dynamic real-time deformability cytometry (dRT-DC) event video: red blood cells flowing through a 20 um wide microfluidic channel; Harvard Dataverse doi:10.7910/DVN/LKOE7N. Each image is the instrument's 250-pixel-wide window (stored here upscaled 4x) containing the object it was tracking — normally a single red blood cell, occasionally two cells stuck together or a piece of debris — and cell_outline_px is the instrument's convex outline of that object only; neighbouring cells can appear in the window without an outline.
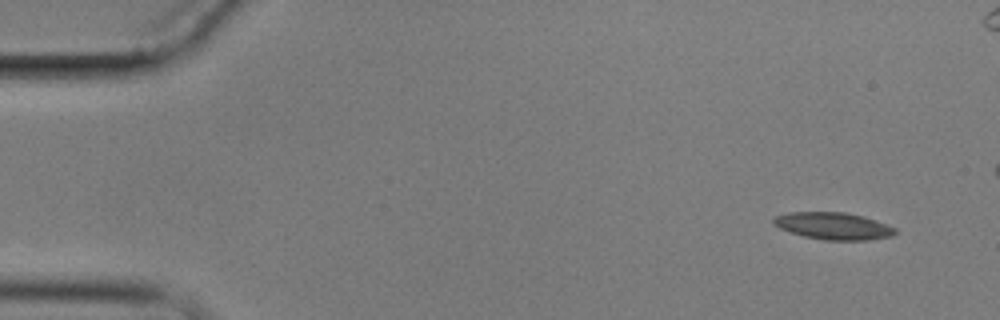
{"species": "common noctule bat (a hibernating species)", "species_latin": "Nyctalus noctula", "temperature_condition": "cold", "stored_images_in_passage": 8, "camera_frame_rate_fps": 3000, "um_per_image_px": 0.085, "animal": {"sex": "male", "body_mass_g": 17.9}, "frame": {"image": 1, "passage_image": 1, "time_ms": 0.0, "image_size_px": [1000, 320], "cell_outline_px": [[896, 232], [892, 236], [868, 240], [824, 240], [804, 236], [780, 228], [772, 224], [772, 220], [776, 216], [788, 212], [844, 212], [864, 216], [896, 228]], "centroid_in_image_um": [70.83, 19.2], "position_along_channel_um": 14.2, "area_um2": 19.13}}
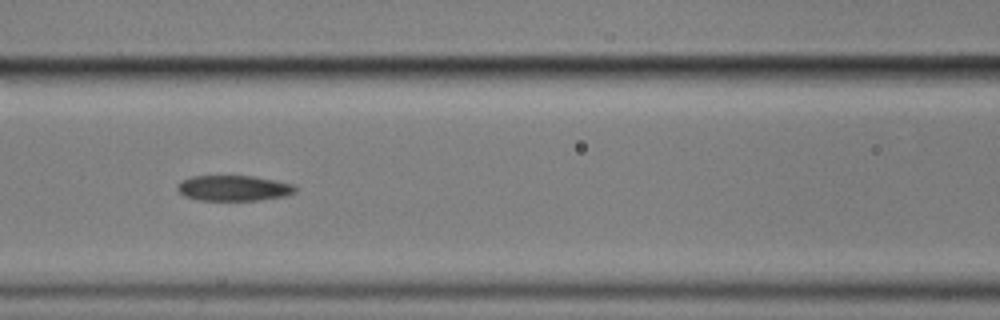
{"frame": {"image": 2, "passage_image": 7, "time_ms": 7.0, "image_size_px": [1000, 320], "cell_outline_px": [[296, 192], [288, 196], [260, 200], [200, 200], [184, 196], [176, 188], [176, 184], [180, 180], [192, 176], [252, 176], [292, 184], [296, 188]], "centroid_in_image_um": [19.83, 15.99], "position_along_channel_um": 146.8, "area_um2": 17.57}}
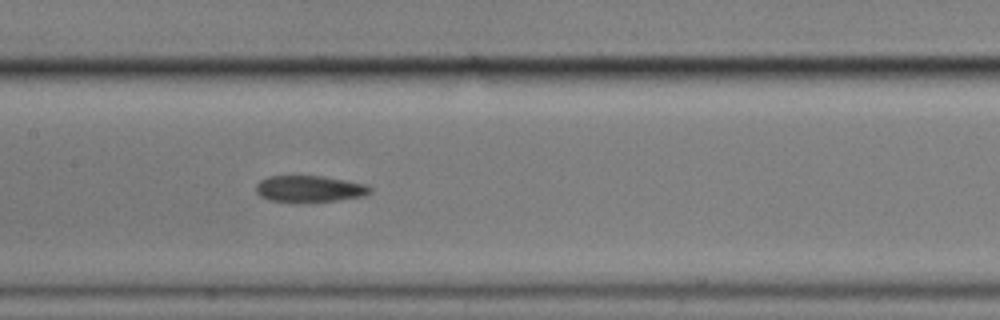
{"frame": {"image": 3, "passage_image": 8, "time_ms": 8.0, "image_size_px": [1000, 320], "cell_outline_px": [[372, 192], [364, 196], [336, 200], [268, 200], [260, 196], [256, 192], [256, 184], [260, 180], [268, 176], [324, 176], [368, 184], [372, 188]], "centroid_in_image_um": [26.34, 16.01], "position_along_channel_um": 181.1, "area_um2": 17.22}}